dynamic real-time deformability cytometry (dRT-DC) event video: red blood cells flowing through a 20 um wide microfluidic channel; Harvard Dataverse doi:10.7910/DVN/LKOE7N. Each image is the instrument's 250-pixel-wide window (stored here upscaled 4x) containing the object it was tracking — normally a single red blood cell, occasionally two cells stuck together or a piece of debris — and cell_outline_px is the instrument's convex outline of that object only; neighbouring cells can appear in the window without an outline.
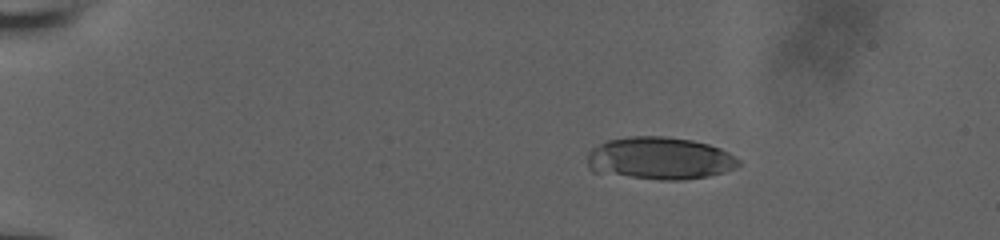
{"species": "human", "species_latin": "Homo sapiens", "temperature_condition": "room temperature", "stored_images_in_passage": 41, "camera_frame_rate_fps": 3000, "um_per_image_px": 0.085, "donor": {"sex": "male"}, "frame": {"image": 1, "passage_image": 1, "time_ms": 0.0, "image_size_px": [1000, 240], "cell_outline_px": [[740, 164], [724, 172], [708, 176], [680, 180], [660, 180], [592, 172], [588, 168], [588, 152], [592, 148], [608, 140], [628, 136], [664, 136], [692, 140], [708, 144], [720, 148], [736, 156], [740, 160]], "centroid_in_image_um": [56.06, 13.45], "position_along_channel_um": 28.9, "area_um2": 37.51}}